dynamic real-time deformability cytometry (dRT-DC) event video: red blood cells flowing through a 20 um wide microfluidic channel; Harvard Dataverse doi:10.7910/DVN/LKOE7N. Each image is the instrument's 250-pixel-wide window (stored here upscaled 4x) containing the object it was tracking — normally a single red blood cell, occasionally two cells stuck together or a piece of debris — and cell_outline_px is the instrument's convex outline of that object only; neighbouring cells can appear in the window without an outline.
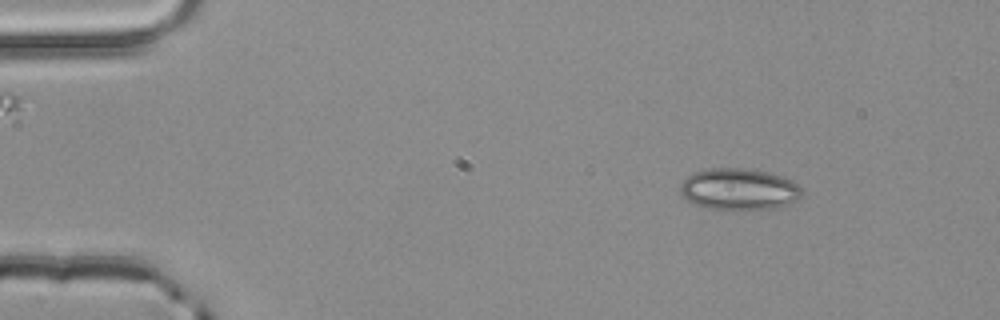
{"species": "common noctule bat (a hibernating species)", "species_latin": "Nyctalus noctula", "temperature_condition": "room temperature", "stored_images_in_passage": 3, "camera_frame_rate_fps": 3000, "um_per_image_px": 0.085, "animal": {"sex": "male", "body_mass_g": 20.4}, "frame": {"image": 1, "passage_image": 1, "time_ms": 0.0, "image_size_px": [1000, 320], "cell_outline_px": [[804, 192], [796, 200], [788, 204], [776, 208], [708, 208], [696, 204], [688, 200], [680, 192], [680, 184], [692, 172], [708, 168], [744, 168], [768, 172], [780, 176], [796, 184]], "centroid_in_image_um": [62.79, 16.05], "position_along_channel_um": 22.2, "area_um2": 28.9}}
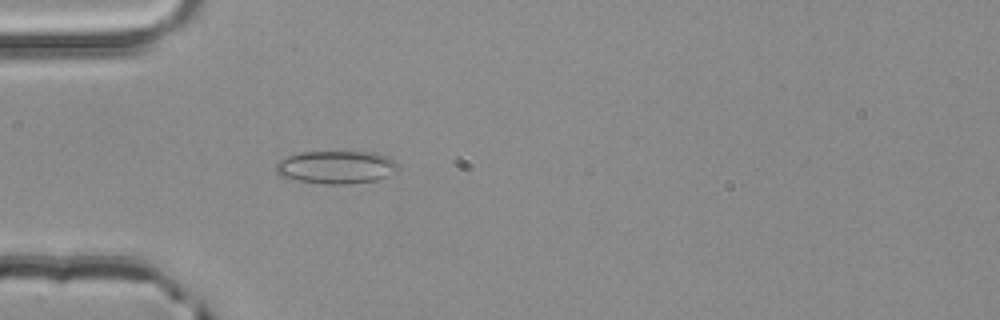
{"frame": {"image": 2, "passage_image": 3, "time_ms": 0.667, "image_size_px": [1000, 320], "cell_outline_px": [[400, 172], [376, 180], [348, 184], [324, 184], [296, 180], [280, 176], [276, 172], [276, 164], [280, 160], [288, 156], [300, 152], [376, 152], [388, 156], [400, 164]], "centroid_in_image_um": [28.65, 14.21], "position_along_channel_um": 56.3, "area_um2": 23.81}}